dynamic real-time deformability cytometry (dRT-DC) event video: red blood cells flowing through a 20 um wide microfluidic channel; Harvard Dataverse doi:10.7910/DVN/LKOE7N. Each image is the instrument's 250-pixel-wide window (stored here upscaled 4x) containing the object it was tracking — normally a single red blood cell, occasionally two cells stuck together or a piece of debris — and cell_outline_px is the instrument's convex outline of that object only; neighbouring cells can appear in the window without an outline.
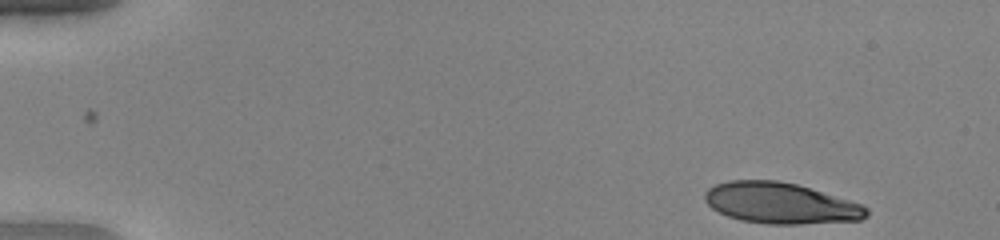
{"species": "human", "species_latin": "Homo sapiens", "temperature_condition": "warm", "stored_images_in_passage": 47, "camera_frame_rate_fps": 3000, "um_per_image_px": 0.085, "donor": {"sex": "female"}, "frame": {"image": 1, "passage_image": 1, "time_ms": 0.0, "image_size_px": [1000, 240], "cell_outline_px": [[868, 216], [860, 220], [800, 224], [768, 224], [740, 220], [728, 216], [712, 208], [704, 200], [704, 192], [708, 188], [716, 184], [728, 180], [776, 180], [796, 184], [848, 200], [860, 204], [868, 208]], "centroid_in_image_um": [66.31, 17.27], "position_along_channel_um": 18.7, "area_um2": 38.44}}
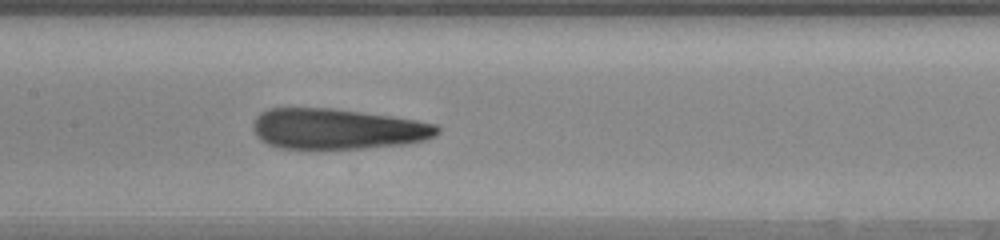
{"frame": {"image": 2, "passage_image": 22, "time_ms": 7.0, "image_size_px": [1000, 240], "cell_outline_px": [[440, 132], [436, 136], [424, 140], [404, 144], [364, 148], [280, 148], [268, 144], [260, 140], [256, 136], [252, 128], [252, 124], [256, 116], [260, 112], [268, 108], [332, 108], [392, 116], [416, 120], [436, 124], [440, 128]], "centroid_in_image_um": [28.66, 10.95], "position_along_channel_um": 178.7, "area_um2": 43.7}}
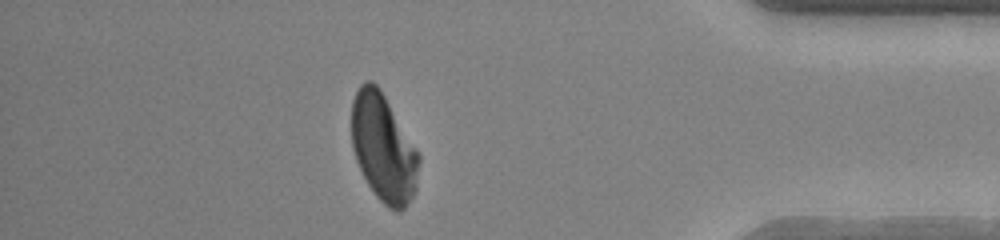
{"frame": {"image": 3, "passage_image": 41, "time_ms": 13.333, "image_size_px": [1000, 240], "cell_outline_px": [[420, 160], [416, 188], [412, 196], [404, 208], [400, 212], [396, 212], [388, 208], [376, 196], [368, 184], [356, 160], [352, 148], [352, 100], [360, 84], [364, 80], [372, 80], [380, 88], [416, 148], [420, 156]], "centroid_in_image_um": [32.58, 12.56], "position_along_channel_um": 402.6, "area_um2": 42.19}, "authors_computed_cell_mechanics": {"area_um2": 43.4656, "velocity_mm_per_s": 4.0436, "shape_relaxation_time_tau1_ms": 7.8985, "shape_relaxation_time_tau2_ms": 1.4787, "deformation_change_tau1": 0.3006, "deformation_change_tau2": 0.0863}}